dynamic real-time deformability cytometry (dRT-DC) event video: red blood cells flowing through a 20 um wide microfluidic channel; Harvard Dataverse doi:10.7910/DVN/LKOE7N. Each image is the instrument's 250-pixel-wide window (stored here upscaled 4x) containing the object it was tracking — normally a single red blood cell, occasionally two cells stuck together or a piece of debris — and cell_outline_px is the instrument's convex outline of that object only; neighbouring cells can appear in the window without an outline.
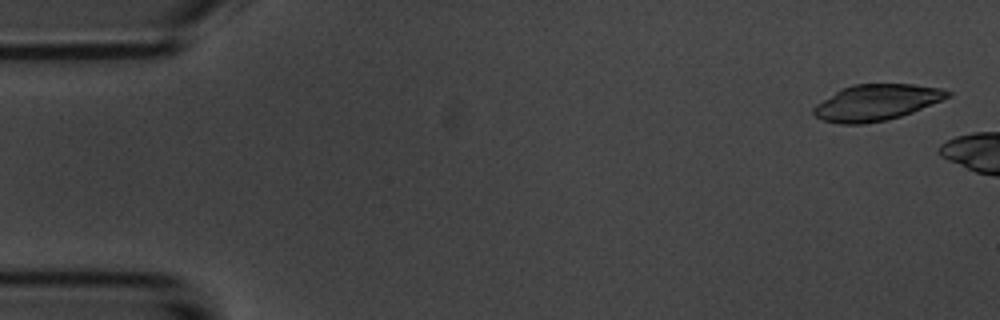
{"species": "common noctule bat (a hibernating species)", "species_latin": "Nyctalus noctula", "temperature_condition": "room temperature", "stored_images_in_passage": 10, "camera_frame_rate_fps": 3000, "um_per_image_px": 0.085, "animal": {"sex": "male", "body_mass_g": 20.1, "forearm_length_mm": 53.5}, "frame": {"image": 1, "passage_image": 1, "time_ms": 0.0, "image_size_px": [1000, 320], "cell_outline_px": [[952, 96], [912, 112], [888, 120], [864, 124], [840, 124], [824, 120], [816, 116], [812, 112], [812, 108], [816, 104], [840, 88], [852, 84], [912, 84], [940, 88], [952, 92]], "centroid_in_image_um": [74.48, 8.71], "position_along_channel_um": 10.5, "area_um2": 28.26}}